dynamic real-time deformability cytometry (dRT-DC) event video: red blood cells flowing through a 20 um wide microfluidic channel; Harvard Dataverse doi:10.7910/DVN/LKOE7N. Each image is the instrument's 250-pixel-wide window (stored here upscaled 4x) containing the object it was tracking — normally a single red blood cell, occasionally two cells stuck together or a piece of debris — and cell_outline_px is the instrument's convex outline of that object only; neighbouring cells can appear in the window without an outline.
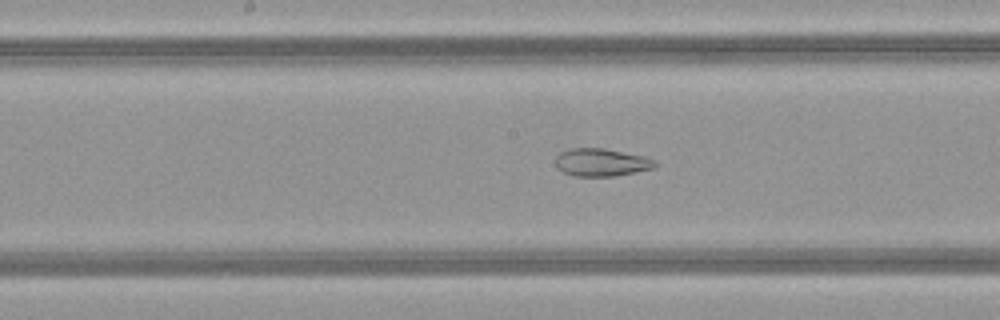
{"species": "common noctule bat (a hibernating species)", "species_latin": "Nyctalus noctula", "temperature_condition": "warm", "stored_images_in_passage": 49, "camera_frame_rate_fps": 3000, "um_per_image_px": 0.085, "animal": {"sex": "female", "body_mass_g": 21.9}, "frame": {"image": 1, "passage_image": 25, "time_ms": 8.0, "image_size_px": [1000, 320], "cell_outline_px": [[656, 168], [612, 176], [572, 176], [556, 168], [556, 156], [560, 152], [572, 148], [604, 148], [644, 156], [656, 160]], "centroid_in_image_um": [51.11, 13.8], "position_along_channel_um": 197.1, "area_um2": 16.13}}
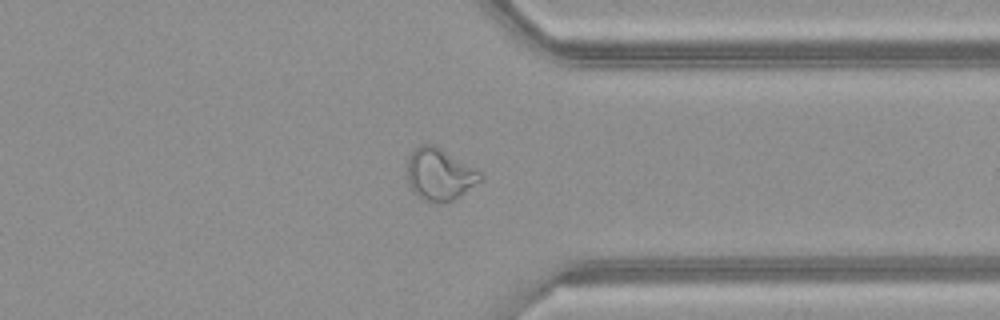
{"frame": {"image": 2, "passage_image": 38, "time_ms": 12.333, "image_size_px": [1000, 320], "cell_outline_px": [[484, 180], [460, 196], [444, 204], [424, 200], [412, 192], [408, 180], [408, 156], [420, 144], [436, 144], [480, 172], [484, 176]], "centroid_in_image_um": [37.39, 14.83], "position_along_channel_um": 374.0, "area_um2": 22.37}}
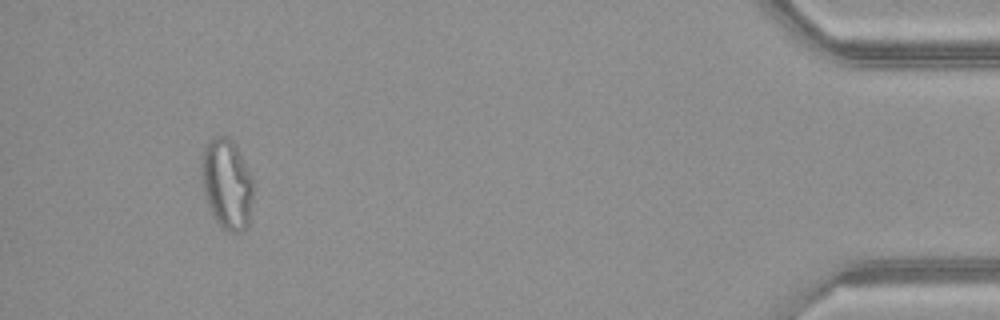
{"frame": {"image": 3, "passage_image": 46, "time_ms": 15.0, "image_size_px": [1000, 320], "cell_outline_px": [[252, 220], [240, 232], [228, 232], [216, 220], [208, 204], [204, 192], [200, 176], [200, 160], [204, 148], [208, 140], [216, 136], [224, 136], [232, 140], [236, 144], [252, 176]], "centroid_in_image_um": [19.28, 15.61], "position_along_channel_um": 415.9, "area_um2": 27.57}, "authors_computed_cell_mechanics": {"area_um2": 24.4494, "velocity_mm_per_s": 4.1592, "shape_relaxation_time_tau1_ms": null, "shape_relaxation_time_tau2_ms": 1.8607, "deformation_change_tau1": null, "deformation_change_tau2": 0.0833}}